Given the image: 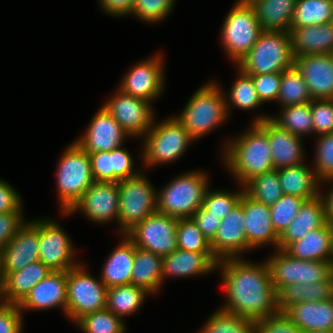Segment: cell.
<instances>
[{
    "label": "cell",
    "instance_id": "28",
    "mask_svg": "<svg viewBox=\"0 0 333 333\" xmlns=\"http://www.w3.org/2000/svg\"><path fill=\"white\" fill-rule=\"evenodd\" d=\"M327 223L324 204L320 196L306 200L297 216L279 236L278 249L284 250L290 243L300 240L308 232Z\"/></svg>",
    "mask_w": 333,
    "mask_h": 333
},
{
    "label": "cell",
    "instance_id": "47",
    "mask_svg": "<svg viewBox=\"0 0 333 333\" xmlns=\"http://www.w3.org/2000/svg\"><path fill=\"white\" fill-rule=\"evenodd\" d=\"M241 191L235 193L220 191H206L202 206L212 215L223 219L239 202L244 193V186Z\"/></svg>",
    "mask_w": 333,
    "mask_h": 333
},
{
    "label": "cell",
    "instance_id": "54",
    "mask_svg": "<svg viewBox=\"0 0 333 333\" xmlns=\"http://www.w3.org/2000/svg\"><path fill=\"white\" fill-rule=\"evenodd\" d=\"M191 218L197 224L202 234L211 242L217 233L221 219L212 215V213L207 211L203 206H201Z\"/></svg>",
    "mask_w": 333,
    "mask_h": 333
},
{
    "label": "cell",
    "instance_id": "21",
    "mask_svg": "<svg viewBox=\"0 0 333 333\" xmlns=\"http://www.w3.org/2000/svg\"><path fill=\"white\" fill-rule=\"evenodd\" d=\"M312 100L333 99V61L330 54L294 58Z\"/></svg>",
    "mask_w": 333,
    "mask_h": 333
},
{
    "label": "cell",
    "instance_id": "20",
    "mask_svg": "<svg viewBox=\"0 0 333 333\" xmlns=\"http://www.w3.org/2000/svg\"><path fill=\"white\" fill-rule=\"evenodd\" d=\"M83 135L75 142L87 153L120 148L128 136L103 106L92 118Z\"/></svg>",
    "mask_w": 333,
    "mask_h": 333
},
{
    "label": "cell",
    "instance_id": "57",
    "mask_svg": "<svg viewBox=\"0 0 333 333\" xmlns=\"http://www.w3.org/2000/svg\"><path fill=\"white\" fill-rule=\"evenodd\" d=\"M328 180L329 182L333 181V179ZM328 192L329 193H327V195H324V193L320 192L319 196L321 197L324 204L326 220L329 224L333 226V186Z\"/></svg>",
    "mask_w": 333,
    "mask_h": 333
},
{
    "label": "cell",
    "instance_id": "18",
    "mask_svg": "<svg viewBox=\"0 0 333 333\" xmlns=\"http://www.w3.org/2000/svg\"><path fill=\"white\" fill-rule=\"evenodd\" d=\"M210 245L214 256L218 260L239 258L241 252L247 251L243 194L240 202L221 220L217 233Z\"/></svg>",
    "mask_w": 333,
    "mask_h": 333
},
{
    "label": "cell",
    "instance_id": "14",
    "mask_svg": "<svg viewBox=\"0 0 333 333\" xmlns=\"http://www.w3.org/2000/svg\"><path fill=\"white\" fill-rule=\"evenodd\" d=\"M39 261V220L26 221L0 253V283L11 273Z\"/></svg>",
    "mask_w": 333,
    "mask_h": 333
},
{
    "label": "cell",
    "instance_id": "39",
    "mask_svg": "<svg viewBox=\"0 0 333 333\" xmlns=\"http://www.w3.org/2000/svg\"><path fill=\"white\" fill-rule=\"evenodd\" d=\"M244 190L251 198L269 207L283 196L276 169L254 176L244 185Z\"/></svg>",
    "mask_w": 333,
    "mask_h": 333
},
{
    "label": "cell",
    "instance_id": "43",
    "mask_svg": "<svg viewBox=\"0 0 333 333\" xmlns=\"http://www.w3.org/2000/svg\"><path fill=\"white\" fill-rule=\"evenodd\" d=\"M176 239L178 249L198 253H213L210 241L198 229L192 218L178 219Z\"/></svg>",
    "mask_w": 333,
    "mask_h": 333
},
{
    "label": "cell",
    "instance_id": "2",
    "mask_svg": "<svg viewBox=\"0 0 333 333\" xmlns=\"http://www.w3.org/2000/svg\"><path fill=\"white\" fill-rule=\"evenodd\" d=\"M224 162L238 184L274 169L267 132L258 124L224 145Z\"/></svg>",
    "mask_w": 333,
    "mask_h": 333
},
{
    "label": "cell",
    "instance_id": "24",
    "mask_svg": "<svg viewBox=\"0 0 333 333\" xmlns=\"http://www.w3.org/2000/svg\"><path fill=\"white\" fill-rule=\"evenodd\" d=\"M88 155L94 181L118 183L120 180L134 177L140 173L133 169L132 156L124 148L93 152Z\"/></svg>",
    "mask_w": 333,
    "mask_h": 333
},
{
    "label": "cell",
    "instance_id": "35",
    "mask_svg": "<svg viewBox=\"0 0 333 333\" xmlns=\"http://www.w3.org/2000/svg\"><path fill=\"white\" fill-rule=\"evenodd\" d=\"M278 308L285 312L290 306L300 302H318L333 297V276L326 281L311 284H291L278 292Z\"/></svg>",
    "mask_w": 333,
    "mask_h": 333
},
{
    "label": "cell",
    "instance_id": "44",
    "mask_svg": "<svg viewBox=\"0 0 333 333\" xmlns=\"http://www.w3.org/2000/svg\"><path fill=\"white\" fill-rule=\"evenodd\" d=\"M238 71V78L233 83L230 94H227L229 98L225 97L227 112L231 104L244 110L255 109L262 104L254 87L252 77L240 69Z\"/></svg>",
    "mask_w": 333,
    "mask_h": 333
},
{
    "label": "cell",
    "instance_id": "1",
    "mask_svg": "<svg viewBox=\"0 0 333 333\" xmlns=\"http://www.w3.org/2000/svg\"><path fill=\"white\" fill-rule=\"evenodd\" d=\"M219 266L228 301L220 309L256 323L280 312L267 262L256 264L229 258L219 260L216 267Z\"/></svg>",
    "mask_w": 333,
    "mask_h": 333
},
{
    "label": "cell",
    "instance_id": "58",
    "mask_svg": "<svg viewBox=\"0 0 333 333\" xmlns=\"http://www.w3.org/2000/svg\"><path fill=\"white\" fill-rule=\"evenodd\" d=\"M256 0H238L237 3L240 4H249L251 5L253 2H255Z\"/></svg>",
    "mask_w": 333,
    "mask_h": 333
},
{
    "label": "cell",
    "instance_id": "15",
    "mask_svg": "<svg viewBox=\"0 0 333 333\" xmlns=\"http://www.w3.org/2000/svg\"><path fill=\"white\" fill-rule=\"evenodd\" d=\"M74 249L63 228L50 219L39 220V261L51 271H68L76 267Z\"/></svg>",
    "mask_w": 333,
    "mask_h": 333
},
{
    "label": "cell",
    "instance_id": "52",
    "mask_svg": "<svg viewBox=\"0 0 333 333\" xmlns=\"http://www.w3.org/2000/svg\"><path fill=\"white\" fill-rule=\"evenodd\" d=\"M256 327L257 333H297L299 330L284 312L261 319Z\"/></svg>",
    "mask_w": 333,
    "mask_h": 333
},
{
    "label": "cell",
    "instance_id": "61",
    "mask_svg": "<svg viewBox=\"0 0 333 333\" xmlns=\"http://www.w3.org/2000/svg\"><path fill=\"white\" fill-rule=\"evenodd\" d=\"M330 56H331L332 61H333V51L330 53Z\"/></svg>",
    "mask_w": 333,
    "mask_h": 333
},
{
    "label": "cell",
    "instance_id": "5",
    "mask_svg": "<svg viewBox=\"0 0 333 333\" xmlns=\"http://www.w3.org/2000/svg\"><path fill=\"white\" fill-rule=\"evenodd\" d=\"M208 185L203 171H190L177 176L157 191V212L177 219L191 218L202 206Z\"/></svg>",
    "mask_w": 333,
    "mask_h": 333
},
{
    "label": "cell",
    "instance_id": "38",
    "mask_svg": "<svg viewBox=\"0 0 333 333\" xmlns=\"http://www.w3.org/2000/svg\"><path fill=\"white\" fill-rule=\"evenodd\" d=\"M312 98L300 71L293 65L282 72L277 102L283 107L311 102Z\"/></svg>",
    "mask_w": 333,
    "mask_h": 333
},
{
    "label": "cell",
    "instance_id": "53",
    "mask_svg": "<svg viewBox=\"0 0 333 333\" xmlns=\"http://www.w3.org/2000/svg\"><path fill=\"white\" fill-rule=\"evenodd\" d=\"M22 320L19 305L0 302V333H22Z\"/></svg>",
    "mask_w": 333,
    "mask_h": 333
},
{
    "label": "cell",
    "instance_id": "41",
    "mask_svg": "<svg viewBox=\"0 0 333 333\" xmlns=\"http://www.w3.org/2000/svg\"><path fill=\"white\" fill-rule=\"evenodd\" d=\"M199 333H257L256 322L237 314L217 310Z\"/></svg>",
    "mask_w": 333,
    "mask_h": 333
},
{
    "label": "cell",
    "instance_id": "22",
    "mask_svg": "<svg viewBox=\"0 0 333 333\" xmlns=\"http://www.w3.org/2000/svg\"><path fill=\"white\" fill-rule=\"evenodd\" d=\"M243 211L247 250L266 244H275L278 249L279 236L273 229L270 207L243 193Z\"/></svg>",
    "mask_w": 333,
    "mask_h": 333
},
{
    "label": "cell",
    "instance_id": "56",
    "mask_svg": "<svg viewBox=\"0 0 333 333\" xmlns=\"http://www.w3.org/2000/svg\"><path fill=\"white\" fill-rule=\"evenodd\" d=\"M103 10L113 16L132 15L135 0H99Z\"/></svg>",
    "mask_w": 333,
    "mask_h": 333
},
{
    "label": "cell",
    "instance_id": "8",
    "mask_svg": "<svg viewBox=\"0 0 333 333\" xmlns=\"http://www.w3.org/2000/svg\"><path fill=\"white\" fill-rule=\"evenodd\" d=\"M141 172L118 182V223L123 235L157 211V191Z\"/></svg>",
    "mask_w": 333,
    "mask_h": 333
},
{
    "label": "cell",
    "instance_id": "31",
    "mask_svg": "<svg viewBox=\"0 0 333 333\" xmlns=\"http://www.w3.org/2000/svg\"><path fill=\"white\" fill-rule=\"evenodd\" d=\"M104 264L100 280L107 288L130 284L136 246L124 234Z\"/></svg>",
    "mask_w": 333,
    "mask_h": 333
},
{
    "label": "cell",
    "instance_id": "27",
    "mask_svg": "<svg viewBox=\"0 0 333 333\" xmlns=\"http://www.w3.org/2000/svg\"><path fill=\"white\" fill-rule=\"evenodd\" d=\"M291 45L294 58L333 51V22L306 27H291Z\"/></svg>",
    "mask_w": 333,
    "mask_h": 333
},
{
    "label": "cell",
    "instance_id": "16",
    "mask_svg": "<svg viewBox=\"0 0 333 333\" xmlns=\"http://www.w3.org/2000/svg\"><path fill=\"white\" fill-rule=\"evenodd\" d=\"M78 210L95 223L103 224L113 219L118 221V183L94 181L73 207L68 212L62 213L69 215Z\"/></svg>",
    "mask_w": 333,
    "mask_h": 333
},
{
    "label": "cell",
    "instance_id": "46",
    "mask_svg": "<svg viewBox=\"0 0 333 333\" xmlns=\"http://www.w3.org/2000/svg\"><path fill=\"white\" fill-rule=\"evenodd\" d=\"M314 171L320 181L333 179V133L318 136Z\"/></svg>",
    "mask_w": 333,
    "mask_h": 333
},
{
    "label": "cell",
    "instance_id": "49",
    "mask_svg": "<svg viewBox=\"0 0 333 333\" xmlns=\"http://www.w3.org/2000/svg\"><path fill=\"white\" fill-rule=\"evenodd\" d=\"M310 108L313 119V133H333V99L312 100Z\"/></svg>",
    "mask_w": 333,
    "mask_h": 333
},
{
    "label": "cell",
    "instance_id": "30",
    "mask_svg": "<svg viewBox=\"0 0 333 333\" xmlns=\"http://www.w3.org/2000/svg\"><path fill=\"white\" fill-rule=\"evenodd\" d=\"M284 251L300 260L331 261L333 252V226L328 222L308 232L300 240L290 243Z\"/></svg>",
    "mask_w": 333,
    "mask_h": 333
},
{
    "label": "cell",
    "instance_id": "36",
    "mask_svg": "<svg viewBox=\"0 0 333 333\" xmlns=\"http://www.w3.org/2000/svg\"><path fill=\"white\" fill-rule=\"evenodd\" d=\"M148 294L145 289L133 284L113 286L107 288L105 308L122 319L139 310Z\"/></svg>",
    "mask_w": 333,
    "mask_h": 333
},
{
    "label": "cell",
    "instance_id": "10",
    "mask_svg": "<svg viewBox=\"0 0 333 333\" xmlns=\"http://www.w3.org/2000/svg\"><path fill=\"white\" fill-rule=\"evenodd\" d=\"M222 27L224 50L236 64L251 50L263 32L253 7L237 2L226 16Z\"/></svg>",
    "mask_w": 333,
    "mask_h": 333
},
{
    "label": "cell",
    "instance_id": "13",
    "mask_svg": "<svg viewBox=\"0 0 333 333\" xmlns=\"http://www.w3.org/2000/svg\"><path fill=\"white\" fill-rule=\"evenodd\" d=\"M103 107L128 137H143L154 122L151 102L123 93L120 89L103 104Z\"/></svg>",
    "mask_w": 333,
    "mask_h": 333
},
{
    "label": "cell",
    "instance_id": "32",
    "mask_svg": "<svg viewBox=\"0 0 333 333\" xmlns=\"http://www.w3.org/2000/svg\"><path fill=\"white\" fill-rule=\"evenodd\" d=\"M277 171L284 195L302 197L306 200L319 196V185L322 182L314 169L308 168L305 163L280 168Z\"/></svg>",
    "mask_w": 333,
    "mask_h": 333
},
{
    "label": "cell",
    "instance_id": "34",
    "mask_svg": "<svg viewBox=\"0 0 333 333\" xmlns=\"http://www.w3.org/2000/svg\"><path fill=\"white\" fill-rule=\"evenodd\" d=\"M162 283V257L136 247L130 284L152 294L161 289Z\"/></svg>",
    "mask_w": 333,
    "mask_h": 333
},
{
    "label": "cell",
    "instance_id": "26",
    "mask_svg": "<svg viewBox=\"0 0 333 333\" xmlns=\"http://www.w3.org/2000/svg\"><path fill=\"white\" fill-rule=\"evenodd\" d=\"M51 270L41 261L11 272L0 283V302L19 305L31 289L43 280Z\"/></svg>",
    "mask_w": 333,
    "mask_h": 333
},
{
    "label": "cell",
    "instance_id": "7",
    "mask_svg": "<svg viewBox=\"0 0 333 333\" xmlns=\"http://www.w3.org/2000/svg\"><path fill=\"white\" fill-rule=\"evenodd\" d=\"M155 123L143 137L144 151L141 157L147 167L177 160L194 140L176 117Z\"/></svg>",
    "mask_w": 333,
    "mask_h": 333
},
{
    "label": "cell",
    "instance_id": "45",
    "mask_svg": "<svg viewBox=\"0 0 333 333\" xmlns=\"http://www.w3.org/2000/svg\"><path fill=\"white\" fill-rule=\"evenodd\" d=\"M306 199L297 196L284 195L270 206V217L273 229L278 236L289 226L297 216Z\"/></svg>",
    "mask_w": 333,
    "mask_h": 333
},
{
    "label": "cell",
    "instance_id": "29",
    "mask_svg": "<svg viewBox=\"0 0 333 333\" xmlns=\"http://www.w3.org/2000/svg\"><path fill=\"white\" fill-rule=\"evenodd\" d=\"M302 331H333V297L318 302H300L284 312Z\"/></svg>",
    "mask_w": 333,
    "mask_h": 333
},
{
    "label": "cell",
    "instance_id": "60",
    "mask_svg": "<svg viewBox=\"0 0 333 333\" xmlns=\"http://www.w3.org/2000/svg\"><path fill=\"white\" fill-rule=\"evenodd\" d=\"M297 333H315V330H312V331H302V330H298Z\"/></svg>",
    "mask_w": 333,
    "mask_h": 333
},
{
    "label": "cell",
    "instance_id": "42",
    "mask_svg": "<svg viewBox=\"0 0 333 333\" xmlns=\"http://www.w3.org/2000/svg\"><path fill=\"white\" fill-rule=\"evenodd\" d=\"M75 323L85 333H124L126 330L123 320L106 308L88 313Z\"/></svg>",
    "mask_w": 333,
    "mask_h": 333
},
{
    "label": "cell",
    "instance_id": "9",
    "mask_svg": "<svg viewBox=\"0 0 333 333\" xmlns=\"http://www.w3.org/2000/svg\"><path fill=\"white\" fill-rule=\"evenodd\" d=\"M271 273L272 286L277 292L291 284H313L333 276L332 261L300 260L277 249L266 260Z\"/></svg>",
    "mask_w": 333,
    "mask_h": 333
},
{
    "label": "cell",
    "instance_id": "48",
    "mask_svg": "<svg viewBox=\"0 0 333 333\" xmlns=\"http://www.w3.org/2000/svg\"><path fill=\"white\" fill-rule=\"evenodd\" d=\"M175 0H135L132 14L147 23L161 21L174 7Z\"/></svg>",
    "mask_w": 333,
    "mask_h": 333
},
{
    "label": "cell",
    "instance_id": "19",
    "mask_svg": "<svg viewBox=\"0 0 333 333\" xmlns=\"http://www.w3.org/2000/svg\"><path fill=\"white\" fill-rule=\"evenodd\" d=\"M252 123H258L267 132L274 169L304 163L301 137L283 129L268 115L258 116Z\"/></svg>",
    "mask_w": 333,
    "mask_h": 333
},
{
    "label": "cell",
    "instance_id": "33",
    "mask_svg": "<svg viewBox=\"0 0 333 333\" xmlns=\"http://www.w3.org/2000/svg\"><path fill=\"white\" fill-rule=\"evenodd\" d=\"M296 0H256L251 4L263 31H288Z\"/></svg>",
    "mask_w": 333,
    "mask_h": 333
},
{
    "label": "cell",
    "instance_id": "55",
    "mask_svg": "<svg viewBox=\"0 0 333 333\" xmlns=\"http://www.w3.org/2000/svg\"><path fill=\"white\" fill-rule=\"evenodd\" d=\"M21 196L4 180H0V214L17 212L22 206Z\"/></svg>",
    "mask_w": 333,
    "mask_h": 333
},
{
    "label": "cell",
    "instance_id": "3",
    "mask_svg": "<svg viewBox=\"0 0 333 333\" xmlns=\"http://www.w3.org/2000/svg\"><path fill=\"white\" fill-rule=\"evenodd\" d=\"M293 65L288 31H263L251 50L237 63L247 75L282 73Z\"/></svg>",
    "mask_w": 333,
    "mask_h": 333
},
{
    "label": "cell",
    "instance_id": "12",
    "mask_svg": "<svg viewBox=\"0 0 333 333\" xmlns=\"http://www.w3.org/2000/svg\"><path fill=\"white\" fill-rule=\"evenodd\" d=\"M177 222V218L156 211L137 223L125 235L136 247L164 257L178 249Z\"/></svg>",
    "mask_w": 333,
    "mask_h": 333
},
{
    "label": "cell",
    "instance_id": "23",
    "mask_svg": "<svg viewBox=\"0 0 333 333\" xmlns=\"http://www.w3.org/2000/svg\"><path fill=\"white\" fill-rule=\"evenodd\" d=\"M67 271H51L38 282L19 304L25 310H44L61 307L66 315L67 307Z\"/></svg>",
    "mask_w": 333,
    "mask_h": 333
},
{
    "label": "cell",
    "instance_id": "4",
    "mask_svg": "<svg viewBox=\"0 0 333 333\" xmlns=\"http://www.w3.org/2000/svg\"><path fill=\"white\" fill-rule=\"evenodd\" d=\"M215 82L200 87L176 118L194 139L209 133L228 118L225 94Z\"/></svg>",
    "mask_w": 333,
    "mask_h": 333
},
{
    "label": "cell",
    "instance_id": "17",
    "mask_svg": "<svg viewBox=\"0 0 333 333\" xmlns=\"http://www.w3.org/2000/svg\"><path fill=\"white\" fill-rule=\"evenodd\" d=\"M135 64L121 80L119 89L128 95L152 102L161 95L165 79L161 55Z\"/></svg>",
    "mask_w": 333,
    "mask_h": 333
},
{
    "label": "cell",
    "instance_id": "6",
    "mask_svg": "<svg viewBox=\"0 0 333 333\" xmlns=\"http://www.w3.org/2000/svg\"><path fill=\"white\" fill-rule=\"evenodd\" d=\"M56 170L60 211L68 212L94 182L89 155L73 142L62 154Z\"/></svg>",
    "mask_w": 333,
    "mask_h": 333
},
{
    "label": "cell",
    "instance_id": "40",
    "mask_svg": "<svg viewBox=\"0 0 333 333\" xmlns=\"http://www.w3.org/2000/svg\"><path fill=\"white\" fill-rule=\"evenodd\" d=\"M281 115L271 119L293 135L303 137L313 133V119L310 102L283 107Z\"/></svg>",
    "mask_w": 333,
    "mask_h": 333
},
{
    "label": "cell",
    "instance_id": "51",
    "mask_svg": "<svg viewBox=\"0 0 333 333\" xmlns=\"http://www.w3.org/2000/svg\"><path fill=\"white\" fill-rule=\"evenodd\" d=\"M22 207L17 212L0 214V253L17 231L25 224Z\"/></svg>",
    "mask_w": 333,
    "mask_h": 333
},
{
    "label": "cell",
    "instance_id": "11",
    "mask_svg": "<svg viewBox=\"0 0 333 333\" xmlns=\"http://www.w3.org/2000/svg\"><path fill=\"white\" fill-rule=\"evenodd\" d=\"M66 316L76 322L82 316L105 309L107 287L79 263L67 271Z\"/></svg>",
    "mask_w": 333,
    "mask_h": 333
},
{
    "label": "cell",
    "instance_id": "59",
    "mask_svg": "<svg viewBox=\"0 0 333 333\" xmlns=\"http://www.w3.org/2000/svg\"><path fill=\"white\" fill-rule=\"evenodd\" d=\"M315 333H333V331H320V330H315Z\"/></svg>",
    "mask_w": 333,
    "mask_h": 333
},
{
    "label": "cell",
    "instance_id": "50",
    "mask_svg": "<svg viewBox=\"0 0 333 333\" xmlns=\"http://www.w3.org/2000/svg\"><path fill=\"white\" fill-rule=\"evenodd\" d=\"M250 76L252 77L254 87L262 104L278 99L282 73H267Z\"/></svg>",
    "mask_w": 333,
    "mask_h": 333
},
{
    "label": "cell",
    "instance_id": "37",
    "mask_svg": "<svg viewBox=\"0 0 333 333\" xmlns=\"http://www.w3.org/2000/svg\"><path fill=\"white\" fill-rule=\"evenodd\" d=\"M333 22V0H296L291 27Z\"/></svg>",
    "mask_w": 333,
    "mask_h": 333
},
{
    "label": "cell",
    "instance_id": "25",
    "mask_svg": "<svg viewBox=\"0 0 333 333\" xmlns=\"http://www.w3.org/2000/svg\"><path fill=\"white\" fill-rule=\"evenodd\" d=\"M219 260L214 253H198L181 249L162 257V280L165 277H190L216 270Z\"/></svg>",
    "mask_w": 333,
    "mask_h": 333
}]
</instances>
